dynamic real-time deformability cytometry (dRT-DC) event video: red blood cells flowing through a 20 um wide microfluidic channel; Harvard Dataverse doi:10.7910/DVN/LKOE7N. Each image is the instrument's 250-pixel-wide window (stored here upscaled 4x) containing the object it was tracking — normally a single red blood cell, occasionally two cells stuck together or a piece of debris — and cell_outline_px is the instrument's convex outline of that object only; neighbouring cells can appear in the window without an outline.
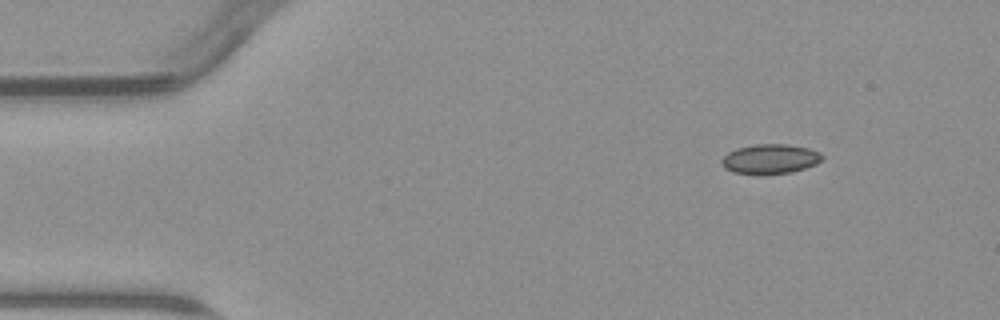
{"species": "common noctule bat (a hibernating species)", "species_latin": "Nyctalus noctula", "temperature_condition": "warm", "stored_images_in_passage": 7, "camera_frame_rate_fps": 3000, "um_per_image_px": 0.085, "animal": {"sex": "male", "body_mass_g": 23.1, "forearm_length_mm": 52.7}, "frame": {"image": 1, "passage_image": 1, "time_ms": 0.0, "image_size_px": [1000, 320], "cell_outline_px": [[824, 156], [816, 164], [792, 172], [732, 172], [724, 168], [720, 160], [728, 152], [736, 148], [756, 144], [788, 144], [808, 148], [820, 152]], "centroid_in_image_um": [65.47, 13.47], "position_along_channel_um": 19.5, "area_um2": 16.88}}
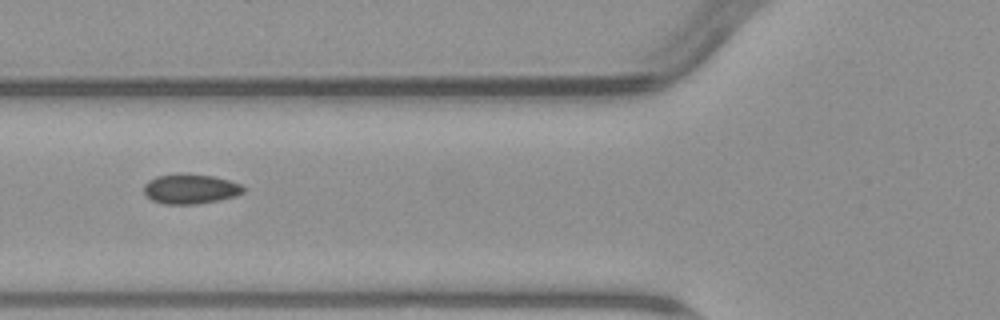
{"frame": {"image": 2, "passage_image": 5, "time_ms": 4.667, "image_size_px": [1000, 320], "cell_outline_px": [[244, 192], [236, 196], [220, 200], [196, 204], [164, 204], [152, 200], [144, 192], [144, 184], [148, 180], [156, 176], [180, 172], [212, 176], [228, 180], [240, 184], [244, 188]], "centroid_in_image_um": [16.17, 16.04], "position_along_channel_um": 109.6, "area_um2": 17.46}}
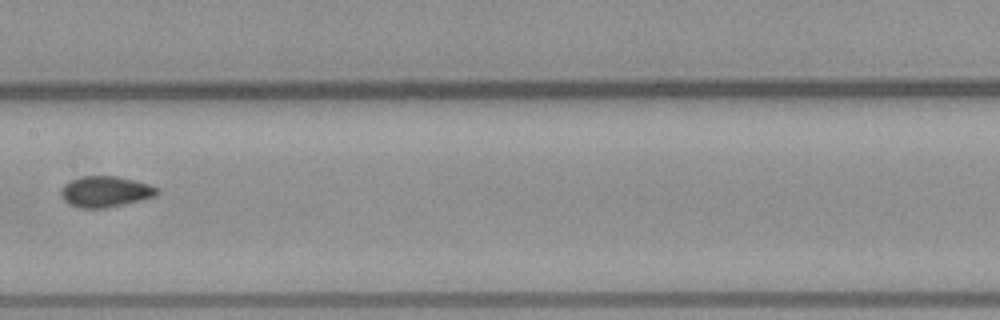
{"frame": {"image": 3, "passage_image": 7, "time_ms": 7.0, "image_size_px": [1000, 320], "cell_outline_px": [[160, 192], [156, 196], [140, 200], [104, 208], [80, 208], [68, 204], [60, 196], [60, 188], [64, 184], [72, 180], [84, 176], [116, 176], [148, 184], [160, 188]], "centroid_in_image_um": [8.94, 16.29], "position_along_channel_um": 198.5, "area_um2": 17.28}}